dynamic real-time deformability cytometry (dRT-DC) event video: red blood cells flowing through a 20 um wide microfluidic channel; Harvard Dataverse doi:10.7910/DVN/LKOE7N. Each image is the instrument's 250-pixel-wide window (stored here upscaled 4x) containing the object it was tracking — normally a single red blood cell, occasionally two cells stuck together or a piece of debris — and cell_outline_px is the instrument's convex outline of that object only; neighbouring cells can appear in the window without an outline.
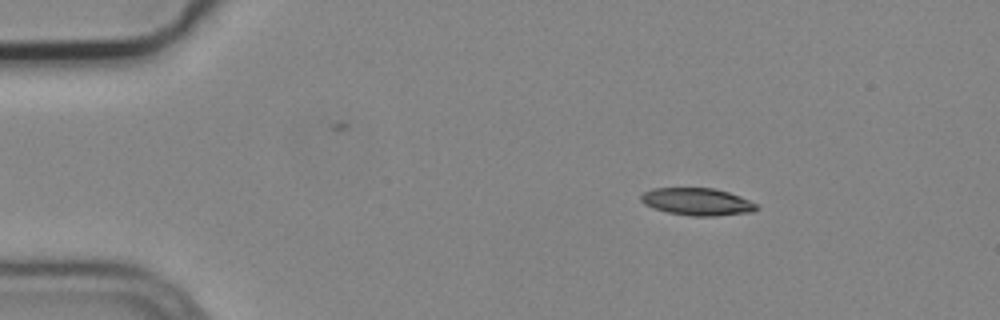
{"species": "common noctule bat (a hibernating species)", "species_latin": "Nyctalus noctula", "temperature_condition": "cold", "stored_images_in_passage": 2, "camera_frame_rate_fps": 3000, "um_per_image_px": 0.085, "animal": {"sex": "male", "body_mass_g": 19.2, "forearm_length_mm": 51.8}, "frame": {"image": 1, "passage_image": 1, "time_ms": 0.0, "image_size_px": [1000, 320], "cell_outline_px": [[760, 208], [752, 212], [716, 216], [692, 216], [668, 212], [652, 208], [644, 204], [640, 200], [640, 196], [644, 192], [652, 188], [712, 188], [728, 192], [740, 196], [756, 204]], "centroid_in_image_um": [59.25, 17.15], "position_along_channel_um": 25.8, "area_um2": 18.44}}